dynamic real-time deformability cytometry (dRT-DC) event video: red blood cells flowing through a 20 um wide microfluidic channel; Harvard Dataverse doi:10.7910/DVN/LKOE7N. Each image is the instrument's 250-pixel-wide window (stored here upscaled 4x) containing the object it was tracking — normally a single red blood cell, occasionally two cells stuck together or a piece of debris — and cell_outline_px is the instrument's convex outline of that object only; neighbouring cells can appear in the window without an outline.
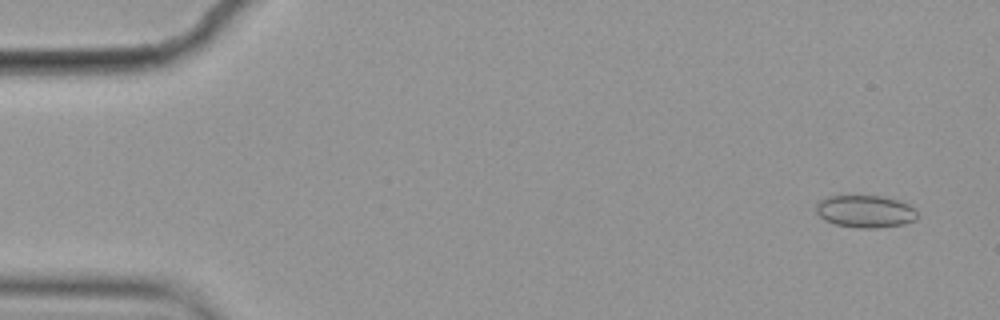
{"species": "common noctule bat (a hibernating species)", "species_latin": "Nyctalus noctula", "temperature_condition": "cold", "stored_images_in_passage": 5, "camera_frame_rate_fps": 3000, "um_per_image_px": 0.085, "animal": {"sex": "female", "body_mass_g": 19.9}, "frame": {"image": 1, "passage_image": 1, "time_ms": 0.0, "image_size_px": [1000, 320], "cell_outline_px": [[916, 220], [904, 224], [876, 228], [860, 228], [836, 224], [824, 220], [816, 212], [816, 204], [820, 200], [828, 196], [884, 196], [908, 204], [916, 208]], "centroid_in_image_um": [73.55, 17.97], "position_along_channel_um": 11.4, "area_um2": 19.07}}
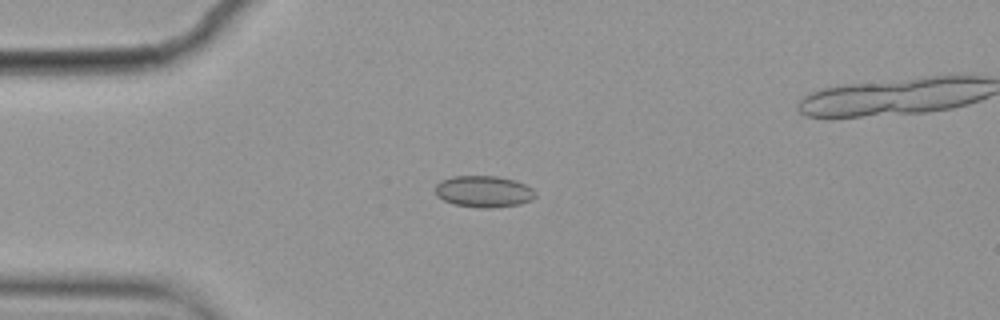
{"frame": {"image": 2, "passage_image": 4, "time_ms": 1.0, "image_size_px": [1000, 320], "cell_outline_px": [[536, 196], [532, 200], [520, 204], [492, 208], [480, 208], [452, 204], [436, 196], [436, 184], [440, 180], [452, 176], [496, 176], [512, 180], [524, 184], [532, 188], [536, 192]], "centroid_in_image_um": [41.1, 16.28], "position_along_channel_um": 43.9, "area_um2": 18.5}}